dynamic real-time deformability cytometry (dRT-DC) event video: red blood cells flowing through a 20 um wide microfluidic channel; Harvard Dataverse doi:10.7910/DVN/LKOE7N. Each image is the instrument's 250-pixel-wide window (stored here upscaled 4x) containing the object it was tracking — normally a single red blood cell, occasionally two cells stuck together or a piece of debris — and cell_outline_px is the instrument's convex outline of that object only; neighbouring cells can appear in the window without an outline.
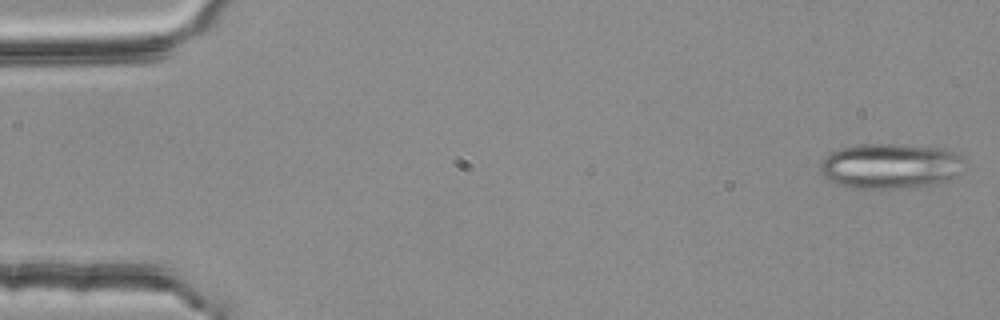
{"species": "common noctule bat (a hibernating species)", "species_latin": "Nyctalus noctula", "temperature_condition": "room temperature", "stored_images_in_passage": 4, "camera_frame_rate_fps": 3000, "um_per_image_px": 0.085, "animal": {"sex": "female", "body_mass_g": 25.1}, "frame": {"image": 1, "passage_image": 1, "time_ms": 0.0, "image_size_px": [1000, 320], "cell_outline_px": [[960, 160], [956, 172], [952, 176], [944, 180], [928, 184], [900, 188], [848, 188], [836, 184], [828, 180], [820, 172], [820, 164], [832, 152], [840, 148], [860, 144], [892, 144], [944, 148], [960, 156]], "centroid_in_image_um": [75.54, 14.1], "position_along_channel_um": 9.5, "area_um2": 37.05}}